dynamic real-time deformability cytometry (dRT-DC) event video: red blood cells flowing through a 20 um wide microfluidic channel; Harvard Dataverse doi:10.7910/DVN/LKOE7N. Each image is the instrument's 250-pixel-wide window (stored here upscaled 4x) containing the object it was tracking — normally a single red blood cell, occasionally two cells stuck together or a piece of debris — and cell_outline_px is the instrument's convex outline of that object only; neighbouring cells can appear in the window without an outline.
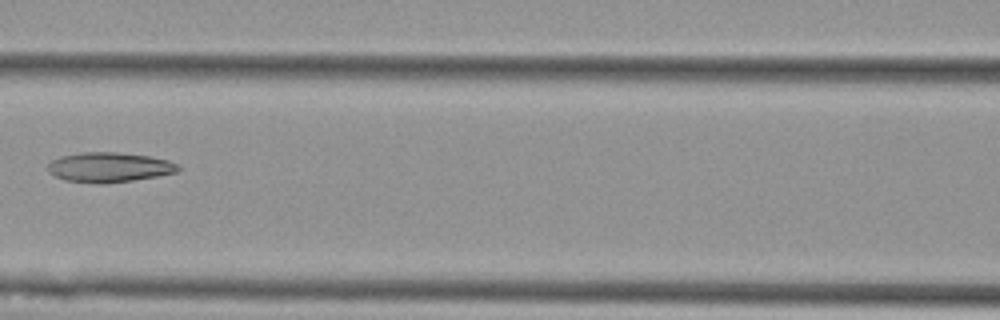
{"species": "Egyptian fruit bat (a non-hibernating species)", "species_latin": "Rousettus aegyptiacus", "temperature_condition": "cold", "stored_images_in_passage": 7, "camera_frame_rate_fps": 3000, "um_per_image_px": 0.085, "animal": {"sex": "female"}, "frame": {"image": 1, "passage_image": 7, "time_ms": 2.0, "image_size_px": [1000, 320], "cell_outline_px": [[180, 168], [176, 172], [156, 176], [132, 180], [104, 184], [96, 184], [64, 180], [48, 172], [48, 164], [52, 160], [60, 156], [80, 152], [116, 152], [148, 156], [168, 160], [180, 164]], "centroid_in_image_um": [9.26, 14.22], "position_along_channel_um": 157.3, "area_um2": 22.72}}